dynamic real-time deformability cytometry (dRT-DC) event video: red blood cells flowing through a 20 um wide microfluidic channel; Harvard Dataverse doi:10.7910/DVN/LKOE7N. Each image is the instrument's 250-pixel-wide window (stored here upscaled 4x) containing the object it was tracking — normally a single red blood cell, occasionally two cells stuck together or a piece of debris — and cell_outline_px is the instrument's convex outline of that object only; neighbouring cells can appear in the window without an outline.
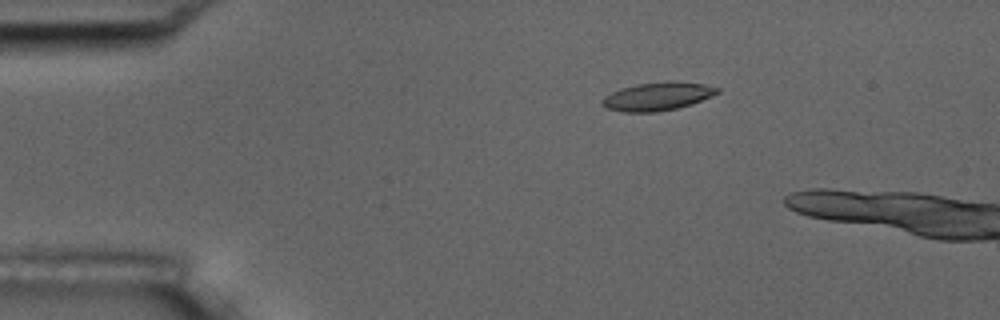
{"species": "common noctule bat (a hibernating species)", "species_latin": "Nyctalus noctula", "temperature_condition": "room temperature", "stored_images_in_passage": 5, "camera_frame_rate_fps": 3000, "um_per_image_px": 0.085, "animal": {"sex": "male", "body_mass_g": 17.5, "forearm_length_mm": 52.3}, "frame": {"image": 1, "passage_image": 4, "time_ms": 3.333, "image_size_px": [1000, 320], "cell_outline_px": [[720, 92], [692, 104], [676, 108], [656, 112], [624, 112], [608, 108], [600, 104], [604, 96], [620, 88], [636, 84], [676, 80], [704, 84], [720, 88]], "centroid_in_image_um": [55.9, 8.18], "position_along_channel_um": 29.1, "area_um2": 19.02}}